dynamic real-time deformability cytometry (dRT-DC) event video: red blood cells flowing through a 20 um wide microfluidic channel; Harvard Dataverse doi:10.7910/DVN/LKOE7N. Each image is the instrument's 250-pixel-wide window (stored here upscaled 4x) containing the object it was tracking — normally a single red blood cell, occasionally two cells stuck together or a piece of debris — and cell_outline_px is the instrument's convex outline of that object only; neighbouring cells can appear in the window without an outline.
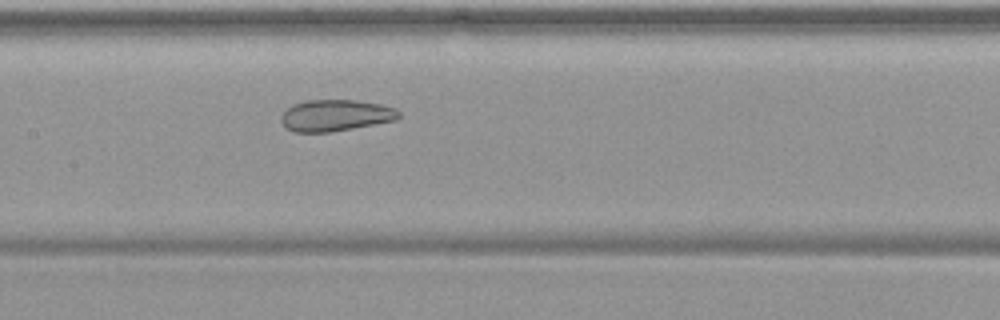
{"species": "common noctule bat (a hibernating species)", "species_latin": "Nyctalus noctula", "temperature_condition": "warm", "stored_images_in_passage": 33, "camera_frame_rate_fps": 3000, "um_per_image_px": 0.085, "animal": {"sex": "female", "body_mass_g": 19.9}, "frame": {"image": 1, "passage_image": 10, "time_ms": 3.0, "image_size_px": [1000, 320], "cell_outline_px": [[400, 116], [396, 120], [332, 132], [292, 132], [280, 120], [280, 116], [288, 108], [296, 104], [308, 100], [356, 100], [380, 104], [396, 108], [400, 112]], "centroid_in_image_um": [28.55, 9.81], "position_along_channel_um": 178.9, "area_um2": 21.5}}